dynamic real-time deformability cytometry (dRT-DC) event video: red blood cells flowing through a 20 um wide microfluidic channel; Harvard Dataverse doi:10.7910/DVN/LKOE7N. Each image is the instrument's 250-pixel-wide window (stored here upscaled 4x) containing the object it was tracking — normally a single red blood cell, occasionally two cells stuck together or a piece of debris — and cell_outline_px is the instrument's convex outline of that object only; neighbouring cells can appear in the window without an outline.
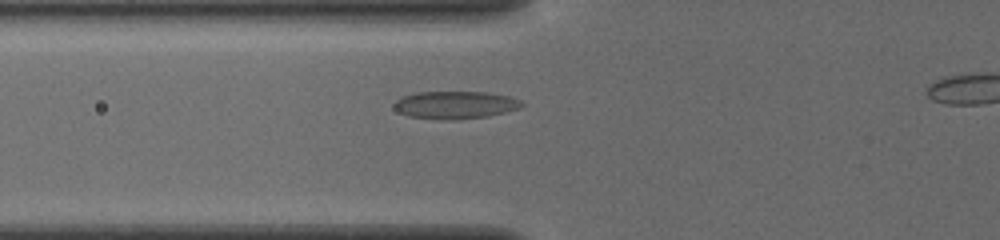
{"species": "common noctule bat (a hibernating species)", "species_latin": "Nyctalus noctula", "temperature_condition": "cold", "stored_images_in_passage": 33, "camera_frame_rate_fps": 3000, "um_per_image_px": 0.085, "animal": {"sex": "female", "body_mass_g": 19.5, "forearm_length_mm": 54.1}, "frame": {"image": 1, "passage_image": 7, "time_ms": 2.0, "image_size_px": [1000, 240], "cell_outline_px": [[524, 104], [520, 108], [488, 116], [408, 116], [400, 112], [392, 104], [400, 96], [416, 92], [484, 92], [508, 96], [520, 100]], "centroid_in_image_um": [38.7, 8.84], "position_along_channel_um": 87.1, "area_um2": 19.25}}
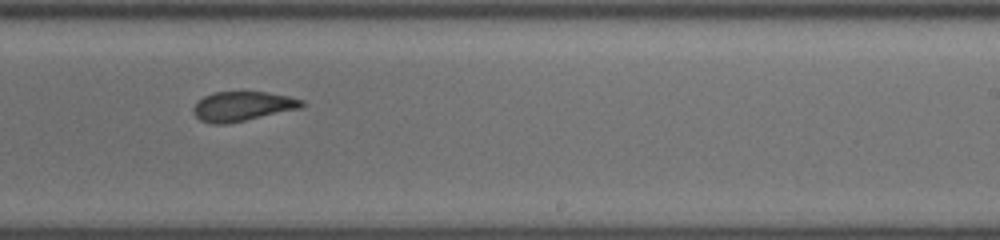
{"frame": {"image": 2, "passage_image": 21, "time_ms": 6.667, "image_size_px": [1000, 240], "cell_outline_px": [[304, 104], [300, 108], [244, 120], [224, 124], [212, 124], [200, 120], [192, 112], [192, 108], [196, 100], [212, 92], [268, 92], [288, 96], [304, 100]], "centroid_in_image_um": [20.55, 9.02], "position_along_channel_um": 268.4, "area_um2": 18.61}}
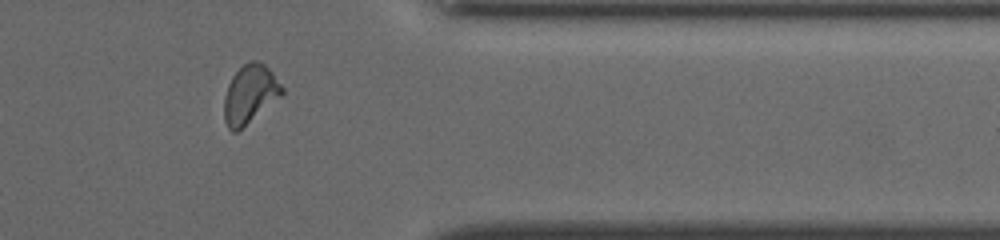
{"frame": {"image": 3, "passage_image": 31, "time_ms": 10.0, "image_size_px": [1000, 240], "cell_outline_px": [[284, 92], [280, 96], [236, 132], [232, 132], [228, 128], [224, 120], [224, 96], [228, 84], [232, 76], [248, 60], [256, 60], [264, 64], [272, 72], [284, 88]], "centroid_in_image_um": [21.22, 7.98], "position_along_channel_um": 390.2, "area_um2": 19.42}, "authors_computed_cell_mechanics": {"area_um2": 19.1318, "velocity_mm_per_s": 3.8855, "shape_relaxation_time_tau1_ms": null, "shape_relaxation_time_tau2_ms": 1.5477, "deformation_change_tau1": null, "deformation_change_tau2": 0.0838}}